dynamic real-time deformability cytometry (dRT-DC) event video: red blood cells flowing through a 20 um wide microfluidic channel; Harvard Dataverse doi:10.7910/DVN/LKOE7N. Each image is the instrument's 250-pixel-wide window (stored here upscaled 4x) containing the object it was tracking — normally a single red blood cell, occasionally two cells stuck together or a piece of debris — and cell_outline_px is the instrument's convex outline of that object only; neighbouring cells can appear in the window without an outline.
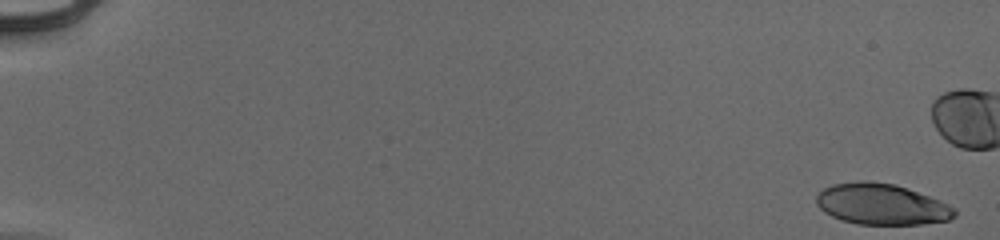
{"species": "human", "species_latin": "Homo sapiens", "temperature_condition": "cold", "stored_images_in_passage": 46, "camera_frame_rate_fps": 3000, "um_per_image_px": 0.085, "donor": {"sex": "male"}, "frame": {"image": 1, "passage_image": 1, "time_ms": 0.0, "image_size_px": [1000, 240], "cell_outline_px": [[956, 216], [948, 220], [920, 224], [856, 224], [840, 220], [824, 212], [816, 204], [816, 196], [824, 188], [832, 184], [860, 180], [868, 180], [896, 184], [940, 200], [956, 208]], "centroid_in_image_um": [74.92, 17.35], "position_along_channel_um": 10.1, "area_um2": 33.23}}
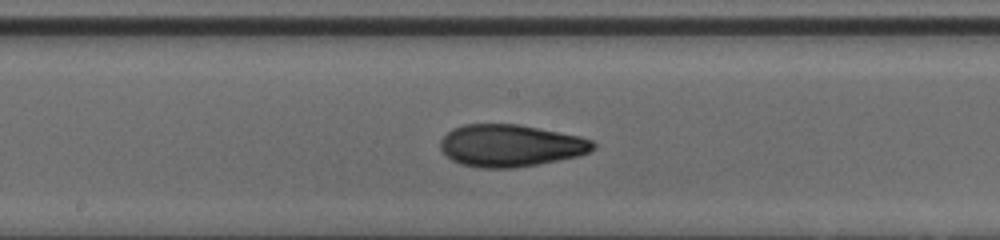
{"frame": {"image": 2, "passage_image": 31, "time_ms": 10.0, "image_size_px": [1000, 240], "cell_outline_px": [[596, 148], [588, 152], [576, 156], [516, 168], [480, 168], [460, 164], [452, 160], [440, 148], [440, 140], [452, 128], [464, 124], [520, 124], [580, 136], [592, 140], [596, 144]], "centroid_in_image_um": [43.38, 12.37], "position_along_channel_um": 204.8, "area_um2": 37.51}}
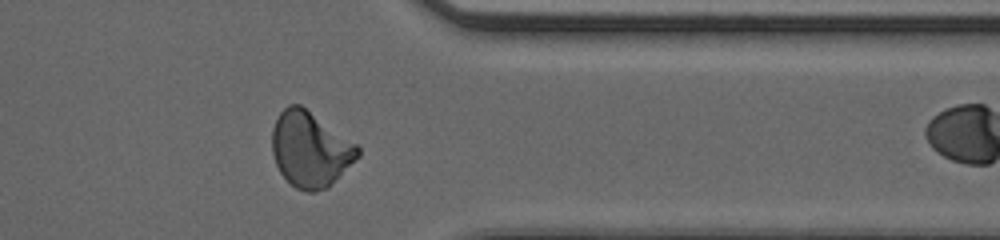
{"frame": {"image": 3, "passage_image": 45, "time_ms": 14.667, "image_size_px": [1000, 240], "cell_outline_px": [[360, 156], [328, 188], [316, 192], [308, 192], [296, 188], [280, 172], [276, 164], [272, 152], [272, 128], [280, 112], [288, 104], [300, 104], [356, 144], [360, 148]], "centroid_in_image_um": [26.37, 12.71], "position_along_channel_um": 385.0, "area_um2": 37.45}}